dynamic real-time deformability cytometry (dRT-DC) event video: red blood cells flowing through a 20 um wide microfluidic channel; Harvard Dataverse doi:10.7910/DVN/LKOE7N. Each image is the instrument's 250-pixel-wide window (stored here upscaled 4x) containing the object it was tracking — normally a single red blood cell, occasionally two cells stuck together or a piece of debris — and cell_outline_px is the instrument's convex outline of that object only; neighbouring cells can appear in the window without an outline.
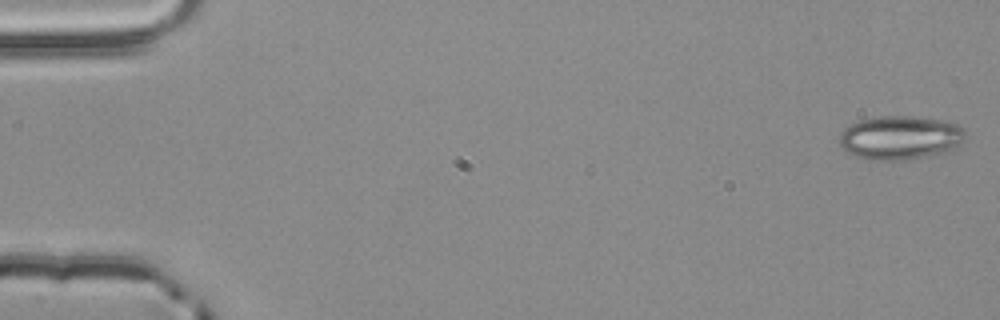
{"species": "common noctule bat (a hibernating species)", "species_latin": "Nyctalus noctula", "temperature_condition": "room temperature", "stored_images_in_passage": 54, "camera_frame_rate_fps": 3000, "um_per_image_px": 0.085, "animal": {"sex": "male", "body_mass_g": 20.4}, "frame": {"image": 1, "passage_image": 1, "time_ms": 0.0, "image_size_px": [1000, 320], "cell_outline_px": [[964, 140], [960, 144], [952, 148], [940, 152], [924, 156], [900, 160], [868, 160], [856, 156], [848, 152], [836, 140], [840, 132], [844, 128], [860, 120], [880, 116], [912, 116], [940, 120], [956, 124], [964, 132]], "centroid_in_image_um": [76.43, 11.69], "position_along_channel_um": 8.6, "area_um2": 31.73}}
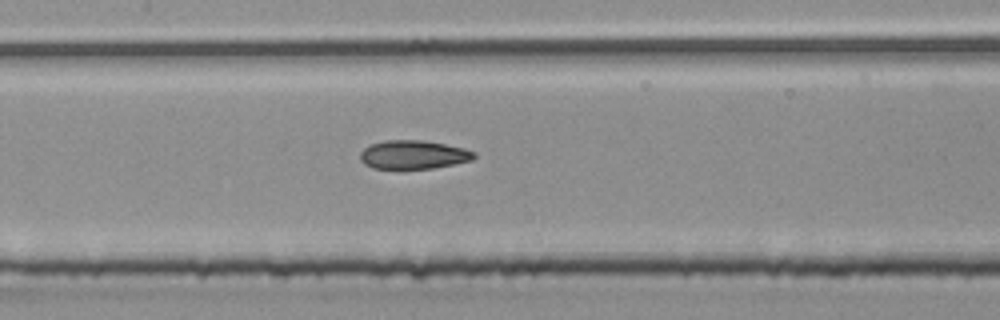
{"frame": {"image": 2, "passage_image": 26, "time_ms": 8.333, "image_size_px": [1000, 320], "cell_outline_px": [[476, 156], [472, 160], [432, 168], [400, 172], [372, 168], [364, 164], [360, 160], [360, 152], [368, 144], [384, 140], [424, 140], [464, 148], [476, 152]], "centroid_in_image_um": [35.06, 13.19], "position_along_channel_um": 172.3, "area_um2": 19.88}}
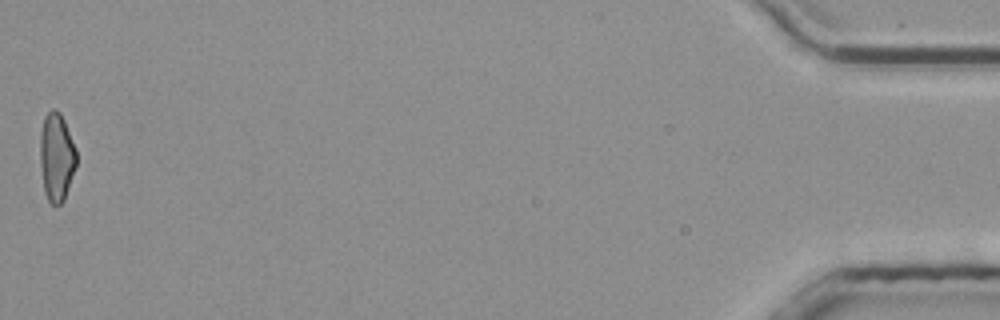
{"frame": {"image": 3, "passage_image": 54, "time_ms": 17.667, "image_size_px": [1000, 320], "cell_outline_px": [[76, 168], [64, 200], [60, 204], [52, 204], [48, 200], [44, 192], [40, 164], [40, 132], [44, 116], [52, 108], [60, 112], [64, 120], [76, 148]], "centroid_in_image_um": [4.8, 13.34], "position_along_channel_um": 430.4, "area_um2": 18.84}, "authors_computed_cell_mechanics": {"area_um2": 19.4786, "velocity_mm_per_s": 3.8728, "shape_relaxation_time_tau1_ms": null, "shape_relaxation_time_tau2_ms": 2.7907, "deformation_change_tau1": null, "deformation_change_tau2": 0.105}}